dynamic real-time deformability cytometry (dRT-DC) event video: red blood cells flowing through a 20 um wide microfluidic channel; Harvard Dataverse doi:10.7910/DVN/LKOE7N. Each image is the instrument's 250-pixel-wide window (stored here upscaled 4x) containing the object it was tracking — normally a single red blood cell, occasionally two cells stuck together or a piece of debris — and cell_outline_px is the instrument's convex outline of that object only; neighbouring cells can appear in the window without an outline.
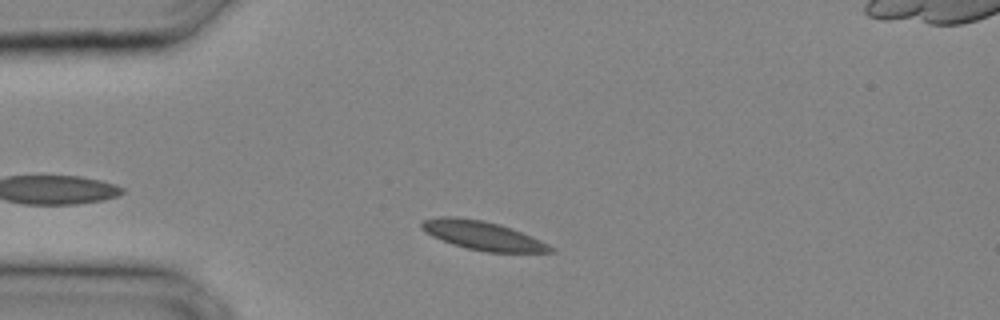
{"species": "common noctule bat (a hibernating species)", "species_latin": "Nyctalus noctula", "temperature_condition": "cold", "stored_images_in_passage": 27, "segment_of_instrument_passage": [1, 2], "camera_frame_rate_fps": 3000, "um_per_image_px": 0.085, "animal": {"sex": "male", "body_mass_g": 20.4}, "frame": {"image": 1, "passage_image": 3, "time_ms": 0.667, "image_size_px": [1000, 320], "cell_outline_px": [[556, 252], [488, 252], [468, 248], [452, 244], [432, 236], [424, 232], [420, 228], [420, 224], [424, 220], [440, 216], [456, 216], [484, 220], [500, 224], [512, 228], [540, 240], [556, 248]], "centroid_in_image_um": [41.02, 20.01], "position_along_channel_um": 44.0, "area_um2": 21.73}}
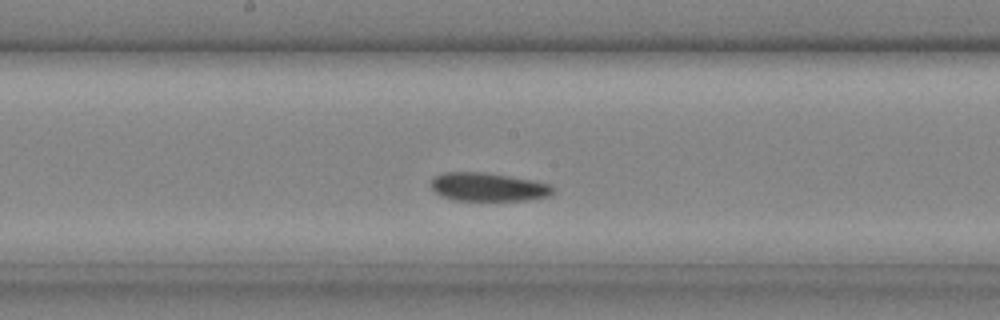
{"frame": {"image": 2, "passage_image": 12, "time_ms": 3.667, "image_size_px": [1000, 320], "cell_outline_px": [[556, 192], [552, 196], [528, 200], [452, 200], [440, 196], [432, 188], [432, 176], [444, 172], [484, 172], [532, 180], [552, 184], [556, 188]], "centroid_in_image_um": [41.55, 15.9], "position_along_channel_um": 206.7, "area_um2": 20.52}}
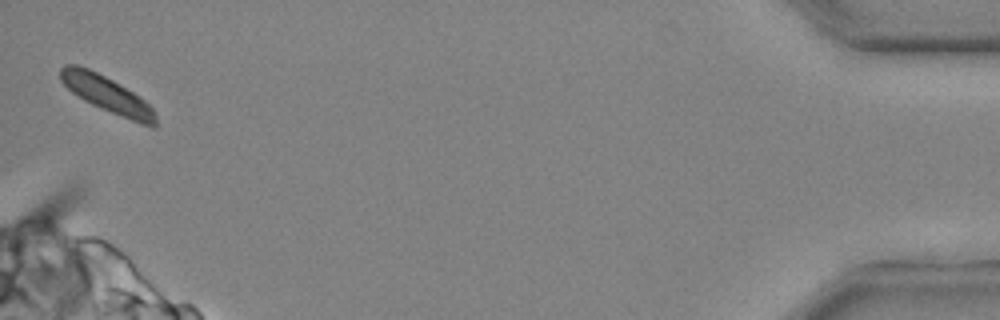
{"frame": {"image": 3, "passage_image": 26, "time_ms": 8.333, "image_size_px": [1000, 320], "cell_outline_px": [[156, 128], [152, 128], [140, 124], [92, 104], [84, 100], [72, 92], [60, 80], [60, 68], [64, 64], [76, 64], [88, 68], [112, 80], [132, 92], [144, 100], [156, 112]], "centroid_in_image_um": [9.1, 8.03], "position_along_channel_um": 426.1, "area_um2": 19.88}}